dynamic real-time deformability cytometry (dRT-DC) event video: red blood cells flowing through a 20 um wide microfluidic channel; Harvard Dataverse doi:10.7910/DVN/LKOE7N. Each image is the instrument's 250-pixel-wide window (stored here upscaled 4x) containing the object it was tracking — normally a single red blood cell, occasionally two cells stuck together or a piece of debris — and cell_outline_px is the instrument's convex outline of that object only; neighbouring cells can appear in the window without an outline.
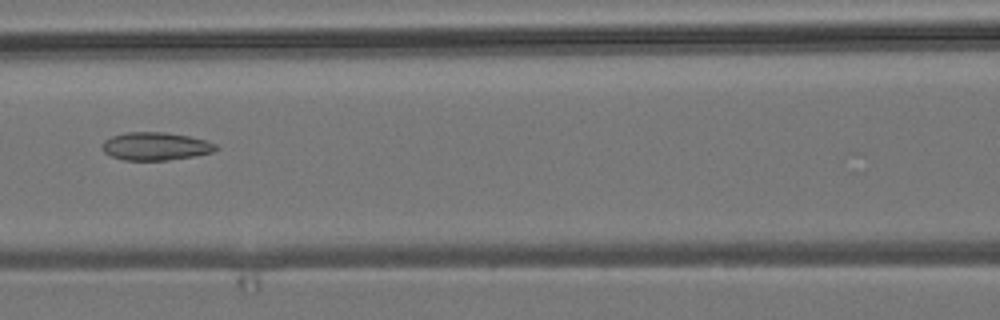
{"species": "common noctule bat (a hibernating species)", "species_latin": "Nyctalus noctula", "temperature_condition": "room temperature", "stored_images_in_passage": 7, "camera_frame_rate_fps": 3000, "um_per_image_px": 0.085, "animal": {"sex": "male", "body_mass_g": 19.2, "forearm_length_mm": 51.8}, "frame": {"image": 1, "passage_image": 7, "time_ms": 6.667, "image_size_px": [1000, 320], "cell_outline_px": [[220, 148], [212, 152], [192, 156], [168, 160], [124, 160], [112, 156], [104, 152], [100, 148], [104, 140], [112, 136], [124, 132], [164, 132], [188, 136], [204, 140], [216, 144]], "centroid_in_image_um": [13.19, 12.43], "position_along_channel_um": 153.4, "area_um2": 18.5}}